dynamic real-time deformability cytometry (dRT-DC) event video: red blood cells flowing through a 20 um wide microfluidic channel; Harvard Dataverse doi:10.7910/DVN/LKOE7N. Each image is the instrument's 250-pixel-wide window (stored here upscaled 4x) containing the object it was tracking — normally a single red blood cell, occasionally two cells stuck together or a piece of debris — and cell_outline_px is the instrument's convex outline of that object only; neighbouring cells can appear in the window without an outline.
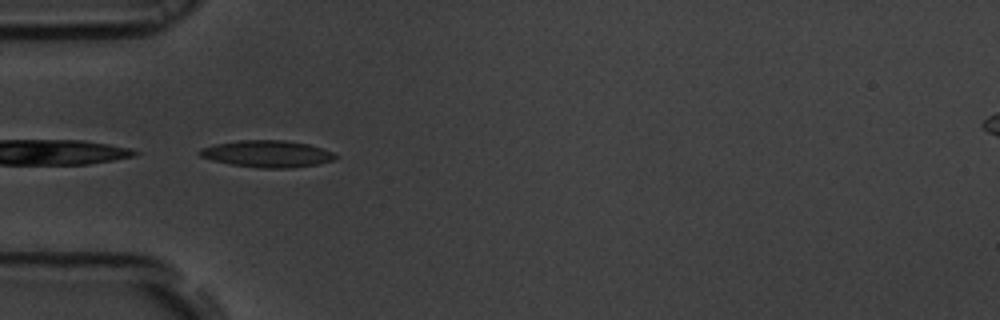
{"species": "common noctule bat (a hibernating species)", "species_latin": "Nyctalus noctula", "temperature_condition": "room temperature", "stored_images_in_passage": 22, "camera_frame_rate_fps": 3000, "um_per_image_px": 0.085, "animal": {"sex": "male", "body_mass_g": 19.5, "forearm_length_mm": 54.6}, "frame": {"image": 1, "passage_image": 1, "time_ms": 0.0, "image_size_px": [1000, 320], "cell_outline_px": [[340, 156], [332, 160], [320, 164], [288, 168], [260, 168], [232, 164], [212, 160], [200, 156], [196, 152], [200, 148], [216, 144], [240, 140], [284, 140], [308, 144], [332, 152]], "centroid_in_image_um": [22.71, 13.07], "position_along_channel_um": 62.3, "area_um2": 21.15}}
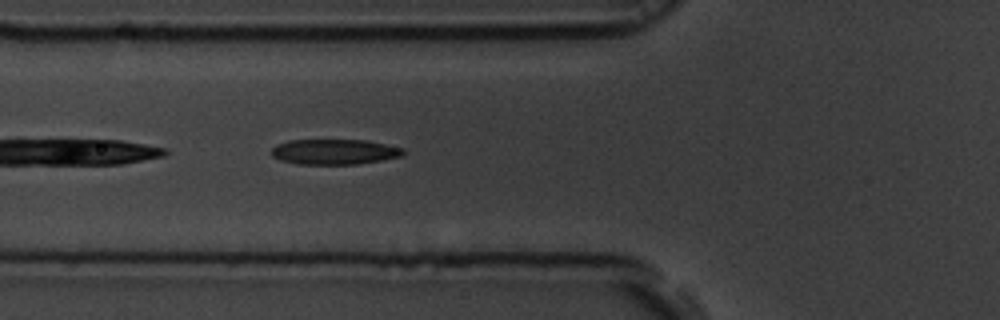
{"frame": {"image": 2, "passage_image": 4, "time_ms": 1.0, "image_size_px": [1000, 320], "cell_outline_px": [[404, 152], [400, 156], [384, 160], [356, 164], [300, 164], [280, 160], [272, 156], [272, 148], [276, 144], [288, 140], [364, 140], [404, 148]], "centroid_in_image_um": [28.4, 12.9], "position_along_channel_um": 97.4, "area_um2": 19.36}}